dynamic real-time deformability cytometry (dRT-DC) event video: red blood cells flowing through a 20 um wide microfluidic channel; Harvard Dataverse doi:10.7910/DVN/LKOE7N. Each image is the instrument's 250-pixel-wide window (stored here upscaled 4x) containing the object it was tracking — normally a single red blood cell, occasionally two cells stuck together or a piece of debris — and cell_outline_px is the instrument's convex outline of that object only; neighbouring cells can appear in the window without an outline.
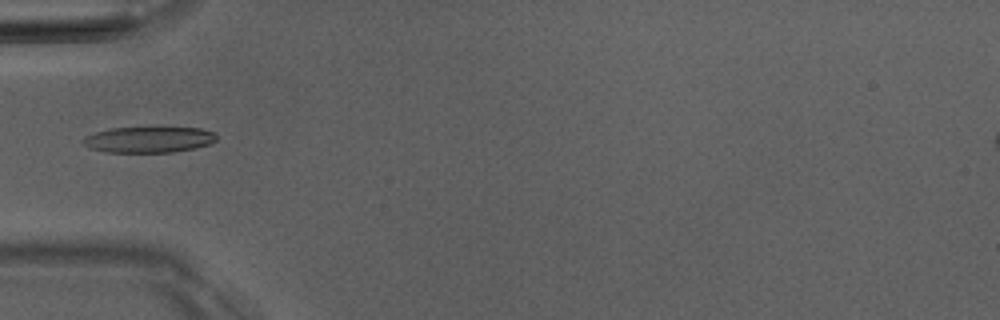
{"species": "Egyptian fruit bat (a non-hibernating species)", "species_latin": "Rousettus aegyptiacus", "temperature_condition": "room temperature", "stored_images_in_passage": 5, "camera_frame_rate_fps": 3000, "um_per_image_px": 0.085, "animal": {"sex": "male"}, "frame": {"image": 1, "passage_image": 4, "time_ms": 3.667, "image_size_px": [1000, 320], "cell_outline_px": [[216, 140], [212, 144], [172, 152], [108, 152], [88, 148], [84, 144], [84, 140], [88, 136], [96, 132], [112, 128], [200, 128], [212, 132], [216, 136]], "centroid_in_image_um": [12.67, 11.87], "position_along_channel_um": 72.3, "area_um2": 19.77}}